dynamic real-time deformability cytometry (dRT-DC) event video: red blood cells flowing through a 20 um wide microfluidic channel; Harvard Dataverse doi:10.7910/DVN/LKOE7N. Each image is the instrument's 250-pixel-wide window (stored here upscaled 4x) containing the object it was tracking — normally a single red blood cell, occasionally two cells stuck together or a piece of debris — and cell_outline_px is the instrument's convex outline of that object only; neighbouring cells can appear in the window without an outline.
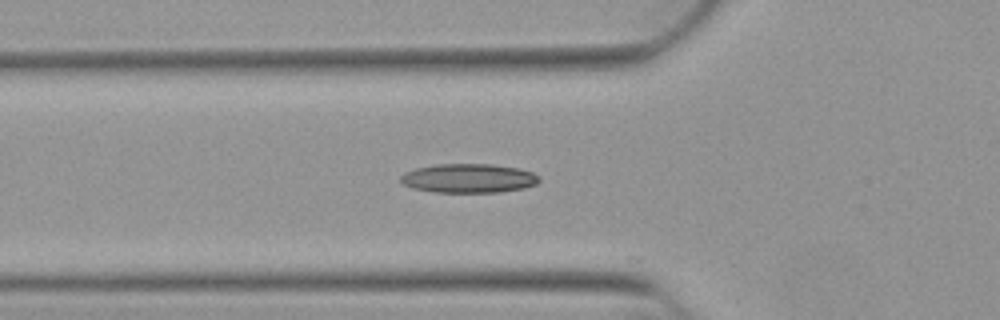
{"species": "Egyptian fruit bat (a non-hibernating species)", "species_latin": "Rousettus aegyptiacus", "temperature_condition": "warm", "stored_images_in_passage": 6, "camera_frame_rate_fps": 3000, "um_per_image_px": 0.085, "animal": {"sex": "female"}, "frame": {"image": 1, "passage_image": 2, "time_ms": 0.333, "image_size_px": [1000, 320], "cell_outline_px": [[540, 180], [536, 184], [524, 188], [500, 192], [432, 192], [412, 188], [404, 184], [400, 180], [400, 176], [404, 172], [416, 168], [436, 164], [492, 164], [520, 168], [532, 172], [540, 176]], "centroid_in_image_um": [39.84, 15.15], "position_along_channel_um": 86.0, "area_um2": 23.64}}
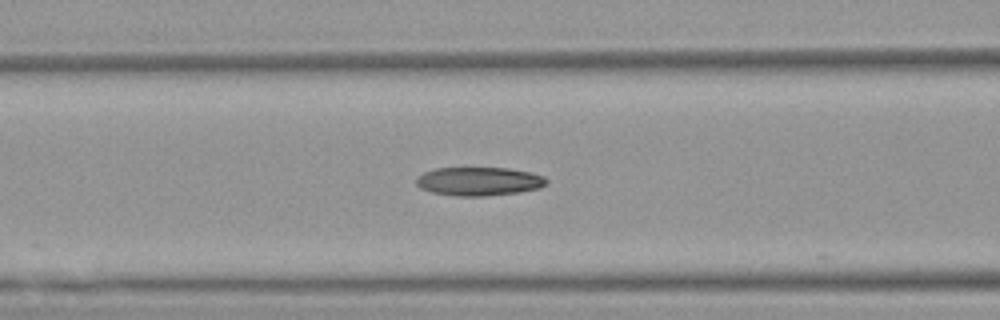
{"frame": {"image": 2, "passage_image": 5, "time_ms": 1.333, "image_size_px": [1000, 320], "cell_outline_px": [[548, 180], [540, 188], [520, 192], [484, 196], [460, 196], [432, 192], [420, 188], [416, 184], [416, 176], [424, 172], [436, 168], [508, 168], [532, 172], [544, 176]], "centroid_in_image_um": [40.71, 15.41], "position_along_channel_um": 125.9, "area_um2": 21.73}}